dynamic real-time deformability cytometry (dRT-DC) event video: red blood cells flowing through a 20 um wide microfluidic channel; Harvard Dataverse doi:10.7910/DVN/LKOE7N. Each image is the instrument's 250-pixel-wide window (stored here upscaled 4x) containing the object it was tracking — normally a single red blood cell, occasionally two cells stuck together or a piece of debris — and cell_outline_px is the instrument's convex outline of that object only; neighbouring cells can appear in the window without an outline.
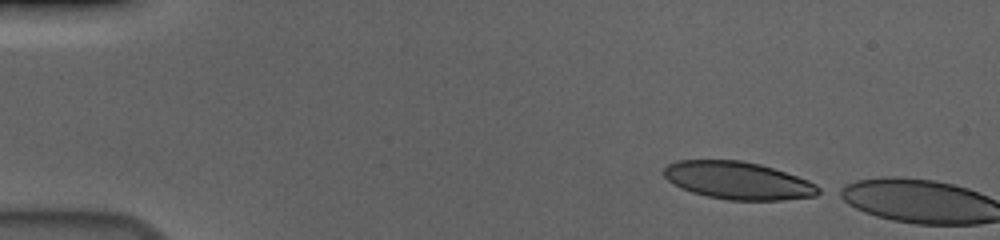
{"species": "human", "species_latin": "Homo sapiens", "temperature_condition": "cold", "stored_images_in_passage": 3, "camera_frame_rate_fps": 3000, "um_per_image_px": 0.085, "donor": {"sex": "male"}, "frame": {"image": 1, "passage_image": 1, "time_ms": 0.0, "image_size_px": [1000, 240], "cell_outline_px": [[824, 192], [816, 196], [780, 200], [728, 200], [708, 196], [692, 192], [680, 188], [672, 184], [664, 176], [664, 168], [668, 164], [676, 160], [740, 160], [760, 164], [808, 180], [824, 188]], "centroid_in_image_um": [62.75, 15.35], "position_along_channel_um": 22.2, "area_um2": 34.04}}